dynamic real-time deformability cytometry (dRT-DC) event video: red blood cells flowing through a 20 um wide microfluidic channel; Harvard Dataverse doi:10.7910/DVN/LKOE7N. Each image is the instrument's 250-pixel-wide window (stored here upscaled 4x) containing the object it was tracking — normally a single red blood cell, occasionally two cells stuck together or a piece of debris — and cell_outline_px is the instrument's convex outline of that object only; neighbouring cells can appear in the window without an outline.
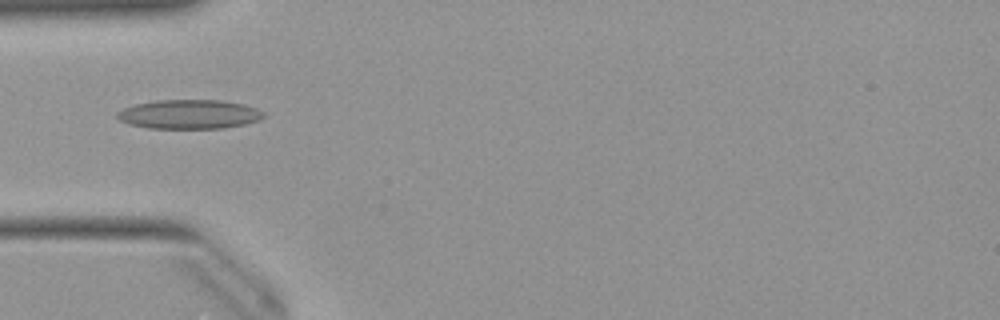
{"species": "Egyptian fruit bat (a non-hibernating species)", "species_latin": "Rousettus aegyptiacus", "temperature_condition": "warm", "stored_images_in_passage": 35, "camera_frame_rate_fps": 3000, "um_per_image_px": 0.085, "animal": {"sex": "female"}, "frame": {"image": 1, "passage_image": 4, "time_ms": 1.0, "image_size_px": [1000, 320], "cell_outline_px": [[268, 116], [260, 120], [244, 124], [224, 128], [148, 128], [128, 124], [120, 120], [116, 116], [116, 112], [124, 108], [136, 104], [156, 100], [224, 100], [244, 104], [256, 108], [264, 112]], "centroid_in_image_um": [16.12, 9.71], "position_along_channel_um": 68.9, "area_um2": 25.09}}
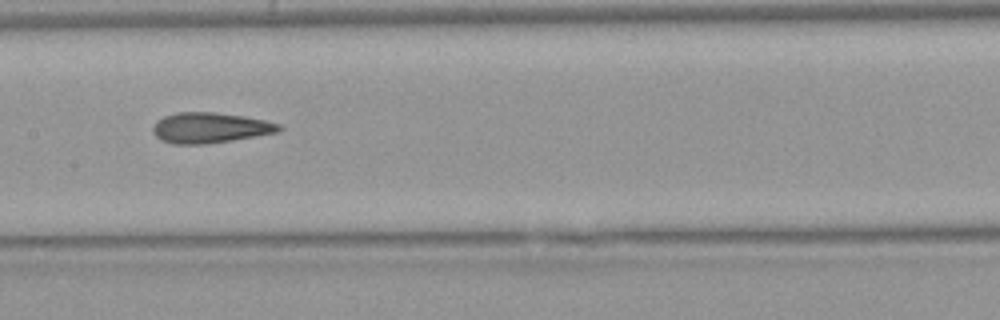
{"frame": {"image": 2, "passage_image": 13, "time_ms": 4.0, "image_size_px": [1000, 320], "cell_outline_px": [[284, 128], [276, 132], [256, 136], [208, 144], [172, 144], [160, 140], [152, 132], [152, 128], [156, 120], [164, 116], [176, 112], [212, 112], [240, 116], [264, 120], [280, 124]], "centroid_in_image_um": [17.8, 10.87], "position_along_channel_um": 189.6, "area_um2": 22.37}}
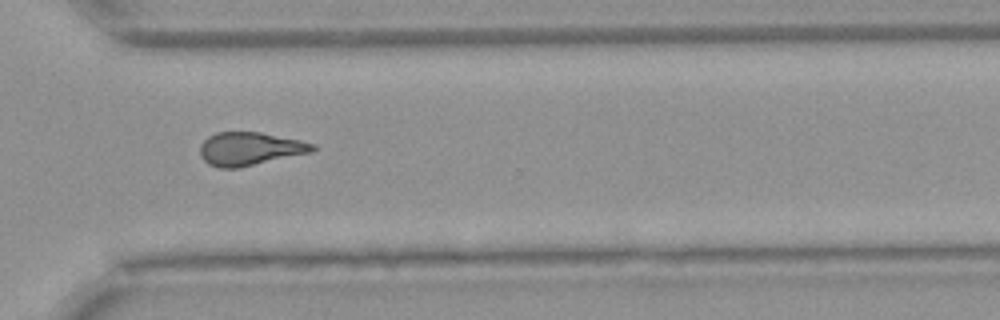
{"frame": {"image": 3, "passage_image": 25, "time_ms": 8.0, "image_size_px": [1000, 320], "cell_outline_px": [[316, 148], [312, 152], [240, 168], [220, 168], [208, 164], [200, 156], [200, 144], [208, 136], [216, 132], [260, 132], [300, 140], [316, 144]], "centroid_in_image_um": [21.23, 12.65], "position_along_channel_um": 349.4, "area_um2": 21.96}, "authors_computed_cell_mechanics": {"area_um2": 22.1952, "velocity_mm_per_s": 3.9964, "shape_relaxation_time_tau1_ms": null, "shape_relaxation_time_tau2_ms": 2.4358, "deformation_change_tau1": null, "deformation_change_tau2": 0.1068}}